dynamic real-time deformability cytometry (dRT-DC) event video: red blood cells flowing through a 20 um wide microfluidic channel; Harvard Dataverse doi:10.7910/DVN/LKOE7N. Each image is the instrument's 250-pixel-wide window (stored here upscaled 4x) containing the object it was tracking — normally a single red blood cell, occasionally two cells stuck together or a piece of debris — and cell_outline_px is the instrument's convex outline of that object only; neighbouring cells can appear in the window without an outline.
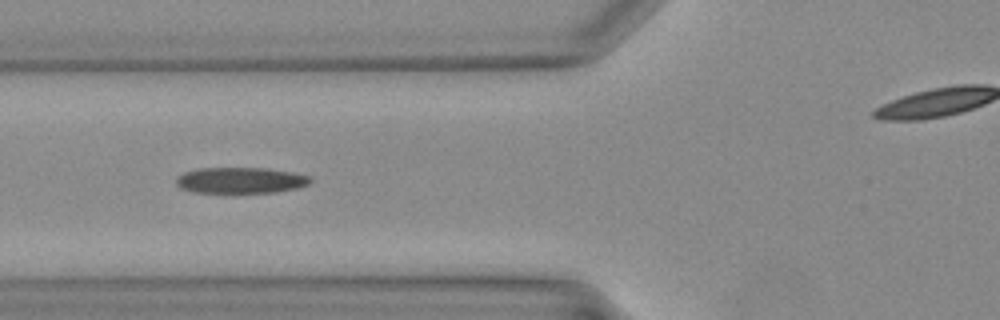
{"species": "Egyptian fruit bat (a non-hibernating species)", "species_latin": "Rousettus aegyptiacus", "temperature_condition": "warm", "stored_images_in_passage": 35, "camera_frame_rate_fps": 3000, "um_per_image_px": 0.085, "animal": {"sex": "female"}, "frame": {"image": 1, "passage_image": 11, "time_ms": 3.333, "image_size_px": [1000, 320], "cell_outline_px": [[312, 180], [308, 184], [296, 188], [276, 192], [192, 192], [180, 188], [176, 184], [176, 176], [184, 172], [200, 168], [268, 168], [292, 172], [312, 176]], "centroid_in_image_um": [20.44, 15.32], "position_along_channel_um": 105.4, "area_um2": 20.35}}
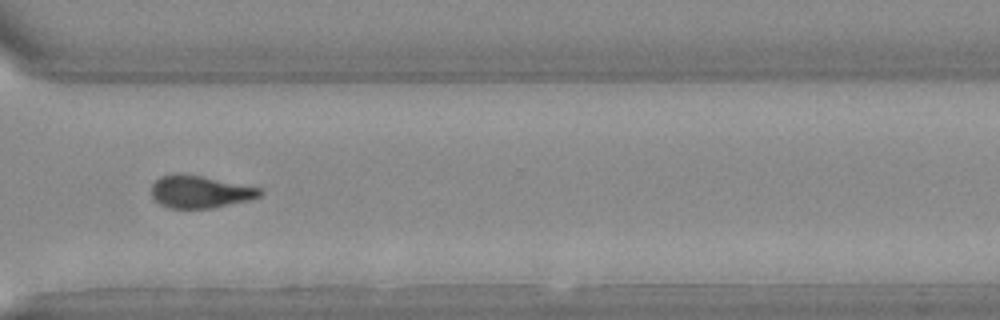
{"frame": {"image": 2, "passage_image": 25, "time_ms": 8.0, "image_size_px": [1000, 320], "cell_outline_px": [[264, 192], [260, 196], [248, 200], [212, 208], [168, 208], [160, 204], [152, 196], [152, 184], [160, 176], [180, 172], [260, 188]], "centroid_in_image_um": [16.97, 16.29], "position_along_channel_um": 353.6, "area_um2": 20.35}}
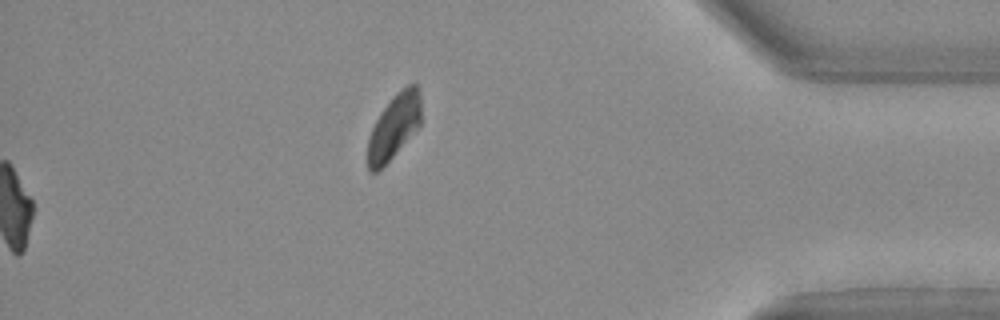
{"frame": {"image": 3, "passage_image": 35, "time_ms": 11.333, "image_size_px": [1000, 320], "cell_outline_px": [[420, 124], [392, 156], [376, 172], [368, 172], [368, 136], [380, 112], [396, 92], [408, 84], [416, 84], [420, 92]], "centroid_in_image_um": [33.47, 10.72], "position_along_channel_um": 401.7, "area_um2": 19.65}}